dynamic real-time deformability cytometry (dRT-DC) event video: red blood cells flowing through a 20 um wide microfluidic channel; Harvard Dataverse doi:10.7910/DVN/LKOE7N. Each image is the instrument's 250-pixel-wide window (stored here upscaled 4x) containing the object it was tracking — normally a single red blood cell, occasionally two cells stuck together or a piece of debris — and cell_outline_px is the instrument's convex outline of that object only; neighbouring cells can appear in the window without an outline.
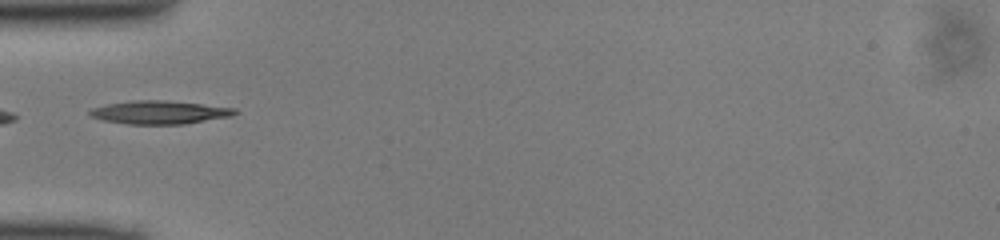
{"species": "common noctule bat (a hibernating species)", "species_latin": "Nyctalus noctula", "temperature_condition": "cold", "stored_images_in_passage": 12, "camera_frame_rate_fps": 3000, "um_per_image_px": 0.085, "animal": {"sex": "male", "body_mass_g": 13.0, "forearm_length_mm": 53.1}, "frame": {"image": 1, "passage_image": 1, "time_ms": 0.0, "image_size_px": [1000, 240], "cell_outline_px": [[240, 112], [232, 116], [184, 124], [128, 124], [104, 120], [88, 116], [88, 112], [92, 108], [108, 104], [132, 100], [164, 100], [236, 108]], "centroid_in_image_um": [13.57, 9.55], "position_along_channel_um": 71.4, "area_um2": 19.65}}